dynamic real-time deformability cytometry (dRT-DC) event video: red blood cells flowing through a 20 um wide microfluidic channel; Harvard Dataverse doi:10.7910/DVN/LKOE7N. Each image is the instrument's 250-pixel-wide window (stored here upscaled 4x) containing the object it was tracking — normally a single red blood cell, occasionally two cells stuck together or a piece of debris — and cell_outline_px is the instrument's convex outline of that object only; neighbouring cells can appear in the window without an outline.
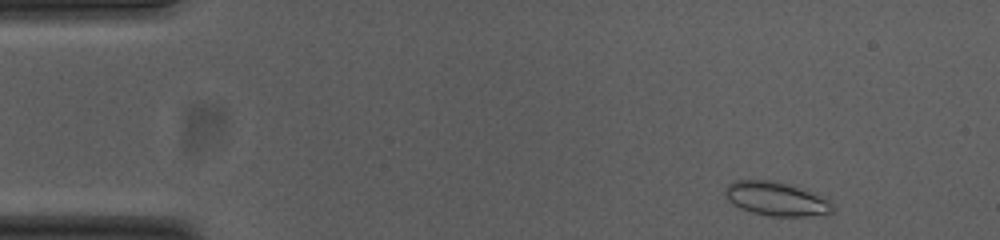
{"species": "common noctule bat (a hibernating species)", "species_latin": "Nyctalus noctula", "temperature_condition": "cold", "stored_images_in_passage": 50, "camera_frame_rate_fps": 3000, "um_per_image_px": 0.085, "animal": {"sex": "female", "body_mass_g": 23.0, "forearm_length_mm": 53.4}, "frame": {"image": 1, "passage_image": 2, "time_ms": 0.333, "image_size_px": [1000, 240], "cell_outline_px": [[832, 212], [824, 216], [772, 216], [752, 212], [740, 208], [728, 200], [724, 192], [728, 184], [736, 180], [772, 180], [788, 184], [828, 196], [832, 204]], "centroid_in_image_um": [66.06, 16.9], "position_along_channel_um": 18.9, "area_um2": 21.5}}
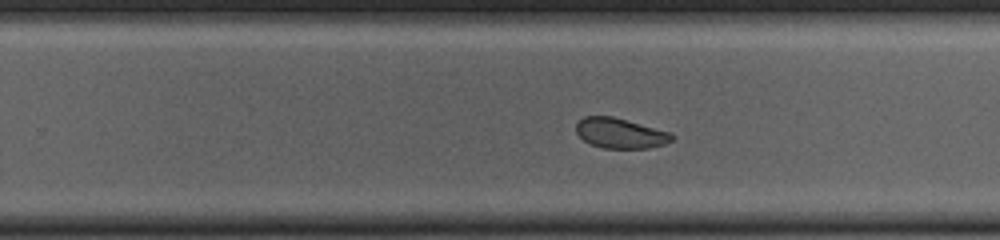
{"frame": {"image": 2, "passage_image": 30, "time_ms": 9.667, "image_size_px": [1000, 240], "cell_outline_px": [[672, 140], [664, 144], [648, 148], [604, 148], [592, 144], [584, 140], [576, 132], [576, 124], [584, 116], [612, 116], [672, 132]], "centroid_in_image_um": [52.73, 11.31], "position_along_channel_um": 277.1, "area_um2": 16.7}}
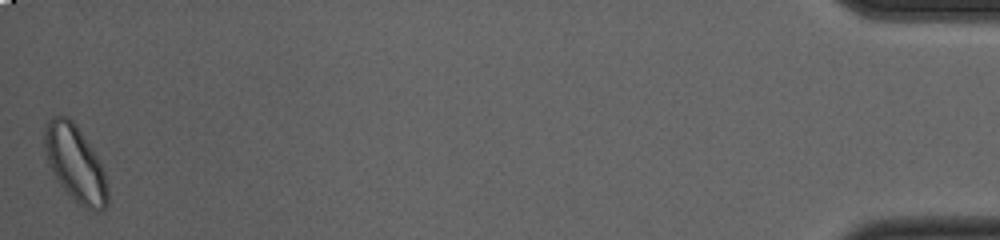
{"frame": {"image": 3, "passage_image": 50, "time_ms": 16.333, "image_size_px": [1000, 240], "cell_outline_px": [[108, 204], [100, 212], [92, 212], [84, 208], [60, 184], [48, 160], [44, 144], [44, 128], [48, 120], [52, 116], [68, 116], [76, 124], [96, 156], [104, 172], [108, 188]], "centroid_in_image_um": [6.42, 13.9], "position_along_channel_um": 428.8, "area_um2": 27.46}, "authors_computed_cell_mechanics": {"area_um2": 18.9873, "velocity_mm_per_s": 3.7304, "shape_relaxation_time_tau1_ms": 3.5919, "shape_relaxation_time_tau2_ms": 2.2038, "deformation_change_tau1": 0.069, "deformation_change_tau2": 0.0463}}